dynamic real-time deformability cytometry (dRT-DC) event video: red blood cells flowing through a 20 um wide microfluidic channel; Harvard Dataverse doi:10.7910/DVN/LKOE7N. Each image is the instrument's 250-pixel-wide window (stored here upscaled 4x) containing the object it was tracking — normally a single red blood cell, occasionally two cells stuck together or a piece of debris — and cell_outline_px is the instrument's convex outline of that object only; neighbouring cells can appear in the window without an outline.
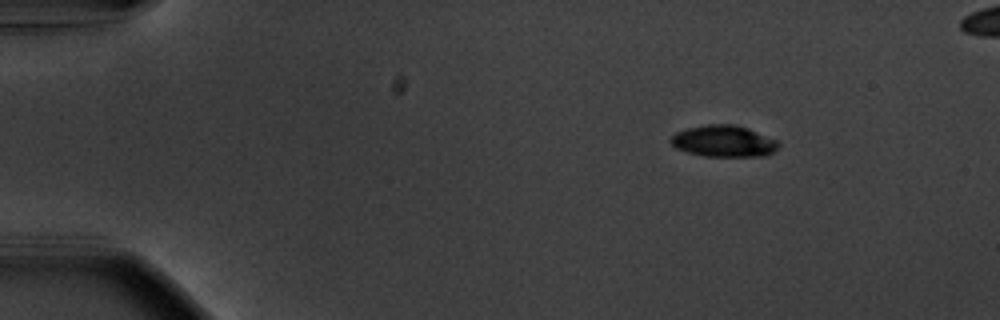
{"species": "common noctule bat (a hibernating species)", "species_latin": "Nyctalus noctula", "temperature_condition": "warm", "stored_images_in_passage": 49, "camera_frame_rate_fps": 3000, "um_per_image_px": 0.085, "animal": {"sex": "male", "body_mass_g": 20.1, "forearm_length_mm": 53.5}, "frame": {"image": 1, "passage_image": 1, "time_ms": 0.0, "image_size_px": [1000, 320], "cell_outline_px": [[780, 144], [772, 152], [764, 156], [704, 156], [688, 152], [676, 148], [668, 140], [676, 132], [688, 128], [708, 124], [736, 124], [748, 128], [776, 140]], "centroid_in_image_um": [61.49, 11.99], "position_along_channel_um": 23.5, "area_um2": 19.65}}
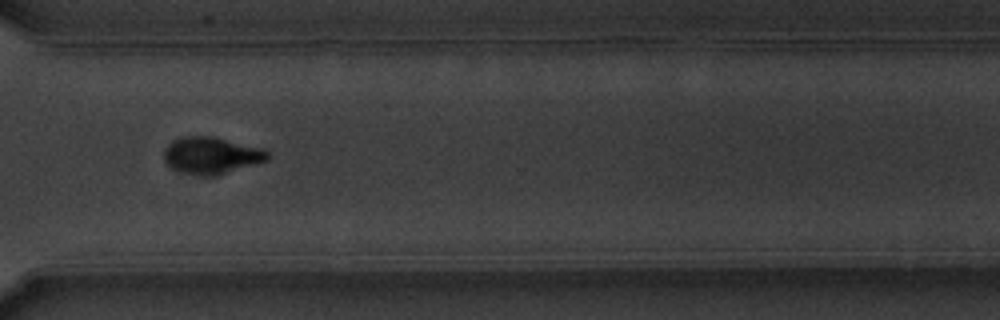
{"frame": {"image": 2, "passage_image": 35, "time_ms": 11.333, "image_size_px": [1000, 320], "cell_outline_px": [[268, 160], [224, 172], [208, 176], [184, 172], [172, 168], [164, 160], [164, 148], [172, 140], [180, 136], [212, 136], [264, 148], [268, 152]], "centroid_in_image_um": [17.93, 13.17], "position_along_channel_um": 352.7, "area_um2": 21.85}}
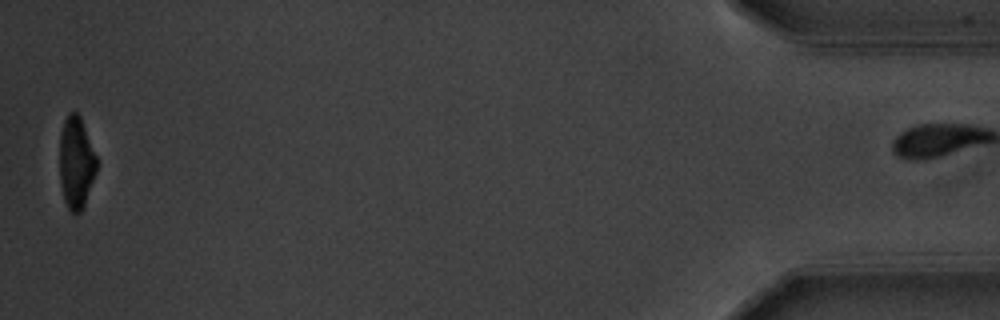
{"frame": {"image": 3, "passage_image": 48, "time_ms": 15.667, "image_size_px": [1000, 320], "cell_outline_px": [[96, 172], [84, 208], [80, 212], [72, 212], [68, 208], [64, 200], [60, 184], [60, 136], [64, 120], [68, 112], [76, 112], [80, 116], [96, 156]], "centroid_in_image_um": [6.46, 13.84], "position_along_channel_um": 428.7, "area_um2": 19.77}, "authors_computed_cell_mechanics": {"area_um2": 21.7328, "velocity_mm_per_s": 3.7037, "shape_relaxation_time_tau1_ms": 2.7305, "shape_relaxation_time_tau2_ms": 4.6914, "deformation_change_tau1": 0.1578, "deformation_change_tau2": 0.0818}}